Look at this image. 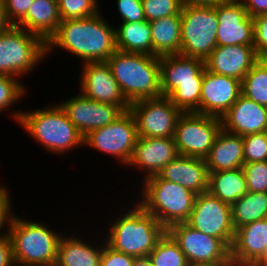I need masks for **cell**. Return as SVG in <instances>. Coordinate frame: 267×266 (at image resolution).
Here are the masks:
<instances>
[{
	"mask_svg": "<svg viewBox=\"0 0 267 266\" xmlns=\"http://www.w3.org/2000/svg\"><path fill=\"white\" fill-rule=\"evenodd\" d=\"M222 129L221 118L197 112H182L174 140L179 155L205 158Z\"/></svg>",
	"mask_w": 267,
	"mask_h": 266,
	"instance_id": "obj_10",
	"label": "cell"
},
{
	"mask_svg": "<svg viewBox=\"0 0 267 266\" xmlns=\"http://www.w3.org/2000/svg\"><path fill=\"white\" fill-rule=\"evenodd\" d=\"M11 25L5 14L4 1L0 0V33L8 29Z\"/></svg>",
	"mask_w": 267,
	"mask_h": 266,
	"instance_id": "obj_47",
	"label": "cell"
},
{
	"mask_svg": "<svg viewBox=\"0 0 267 266\" xmlns=\"http://www.w3.org/2000/svg\"><path fill=\"white\" fill-rule=\"evenodd\" d=\"M244 163L267 160V132L243 136Z\"/></svg>",
	"mask_w": 267,
	"mask_h": 266,
	"instance_id": "obj_37",
	"label": "cell"
},
{
	"mask_svg": "<svg viewBox=\"0 0 267 266\" xmlns=\"http://www.w3.org/2000/svg\"><path fill=\"white\" fill-rule=\"evenodd\" d=\"M228 0H183V4L203 7H216Z\"/></svg>",
	"mask_w": 267,
	"mask_h": 266,
	"instance_id": "obj_46",
	"label": "cell"
},
{
	"mask_svg": "<svg viewBox=\"0 0 267 266\" xmlns=\"http://www.w3.org/2000/svg\"><path fill=\"white\" fill-rule=\"evenodd\" d=\"M151 27L147 20L115 26L116 48L122 52L152 55Z\"/></svg>",
	"mask_w": 267,
	"mask_h": 266,
	"instance_id": "obj_29",
	"label": "cell"
},
{
	"mask_svg": "<svg viewBox=\"0 0 267 266\" xmlns=\"http://www.w3.org/2000/svg\"><path fill=\"white\" fill-rule=\"evenodd\" d=\"M149 23L152 31V56L180 54L181 15L166 16Z\"/></svg>",
	"mask_w": 267,
	"mask_h": 266,
	"instance_id": "obj_27",
	"label": "cell"
},
{
	"mask_svg": "<svg viewBox=\"0 0 267 266\" xmlns=\"http://www.w3.org/2000/svg\"><path fill=\"white\" fill-rule=\"evenodd\" d=\"M107 63L129 104L162 96L160 57L116 50Z\"/></svg>",
	"mask_w": 267,
	"mask_h": 266,
	"instance_id": "obj_4",
	"label": "cell"
},
{
	"mask_svg": "<svg viewBox=\"0 0 267 266\" xmlns=\"http://www.w3.org/2000/svg\"><path fill=\"white\" fill-rule=\"evenodd\" d=\"M189 266H235L234 263H204V264H190Z\"/></svg>",
	"mask_w": 267,
	"mask_h": 266,
	"instance_id": "obj_51",
	"label": "cell"
},
{
	"mask_svg": "<svg viewBox=\"0 0 267 266\" xmlns=\"http://www.w3.org/2000/svg\"><path fill=\"white\" fill-rule=\"evenodd\" d=\"M133 203L109 222L104 239L112 249L138 258L148 256L167 230L136 201Z\"/></svg>",
	"mask_w": 267,
	"mask_h": 266,
	"instance_id": "obj_3",
	"label": "cell"
},
{
	"mask_svg": "<svg viewBox=\"0 0 267 266\" xmlns=\"http://www.w3.org/2000/svg\"><path fill=\"white\" fill-rule=\"evenodd\" d=\"M0 266H16L13 259L12 242L8 234L0 237Z\"/></svg>",
	"mask_w": 267,
	"mask_h": 266,
	"instance_id": "obj_44",
	"label": "cell"
},
{
	"mask_svg": "<svg viewBox=\"0 0 267 266\" xmlns=\"http://www.w3.org/2000/svg\"><path fill=\"white\" fill-rule=\"evenodd\" d=\"M142 183L136 202L152 214L167 230L171 225L186 222L193 210L196 195L180 184L164 180L158 175Z\"/></svg>",
	"mask_w": 267,
	"mask_h": 266,
	"instance_id": "obj_6",
	"label": "cell"
},
{
	"mask_svg": "<svg viewBox=\"0 0 267 266\" xmlns=\"http://www.w3.org/2000/svg\"><path fill=\"white\" fill-rule=\"evenodd\" d=\"M61 20L83 19L101 12L99 0H57ZM99 3V4H98Z\"/></svg>",
	"mask_w": 267,
	"mask_h": 266,
	"instance_id": "obj_35",
	"label": "cell"
},
{
	"mask_svg": "<svg viewBox=\"0 0 267 266\" xmlns=\"http://www.w3.org/2000/svg\"><path fill=\"white\" fill-rule=\"evenodd\" d=\"M42 107L27 111L12 109L11 119L15 120L35 143L51 154L66 156L69 151L84 147V136L58 103Z\"/></svg>",
	"mask_w": 267,
	"mask_h": 266,
	"instance_id": "obj_2",
	"label": "cell"
},
{
	"mask_svg": "<svg viewBox=\"0 0 267 266\" xmlns=\"http://www.w3.org/2000/svg\"><path fill=\"white\" fill-rule=\"evenodd\" d=\"M174 137H139L136 140L132 158L127 167L144 173L141 181L158 173L178 156Z\"/></svg>",
	"mask_w": 267,
	"mask_h": 266,
	"instance_id": "obj_18",
	"label": "cell"
},
{
	"mask_svg": "<svg viewBox=\"0 0 267 266\" xmlns=\"http://www.w3.org/2000/svg\"><path fill=\"white\" fill-rule=\"evenodd\" d=\"M257 62L267 70V52H262L257 55Z\"/></svg>",
	"mask_w": 267,
	"mask_h": 266,
	"instance_id": "obj_50",
	"label": "cell"
},
{
	"mask_svg": "<svg viewBox=\"0 0 267 266\" xmlns=\"http://www.w3.org/2000/svg\"><path fill=\"white\" fill-rule=\"evenodd\" d=\"M46 57V43L24 28L11 25L0 33V74L29 76Z\"/></svg>",
	"mask_w": 267,
	"mask_h": 266,
	"instance_id": "obj_7",
	"label": "cell"
},
{
	"mask_svg": "<svg viewBox=\"0 0 267 266\" xmlns=\"http://www.w3.org/2000/svg\"><path fill=\"white\" fill-rule=\"evenodd\" d=\"M167 232L178 243L189 265L233 263L230 249L219 238L200 232L186 222L171 225Z\"/></svg>",
	"mask_w": 267,
	"mask_h": 266,
	"instance_id": "obj_13",
	"label": "cell"
},
{
	"mask_svg": "<svg viewBox=\"0 0 267 266\" xmlns=\"http://www.w3.org/2000/svg\"><path fill=\"white\" fill-rule=\"evenodd\" d=\"M7 187L5 184H0V237L8 234L9 224L14 215L11 207L12 199L10 198L12 196Z\"/></svg>",
	"mask_w": 267,
	"mask_h": 266,
	"instance_id": "obj_40",
	"label": "cell"
},
{
	"mask_svg": "<svg viewBox=\"0 0 267 266\" xmlns=\"http://www.w3.org/2000/svg\"><path fill=\"white\" fill-rule=\"evenodd\" d=\"M48 266H58L56 263L55 264H52V265H48Z\"/></svg>",
	"mask_w": 267,
	"mask_h": 266,
	"instance_id": "obj_52",
	"label": "cell"
},
{
	"mask_svg": "<svg viewBox=\"0 0 267 266\" xmlns=\"http://www.w3.org/2000/svg\"><path fill=\"white\" fill-rule=\"evenodd\" d=\"M79 92L88 99L112 105H130L107 61L80 64Z\"/></svg>",
	"mask_w": 267,
	"mask_h": 266,
	"instance_id": "obj_16",
	"label": "cell"
},
{
	"mask_svg": "<svg viewBox=\"0 0 267 266\" xmlns=\"http://www.w3.org/2000/svg\"><path fill=\"white\" fill-rule=\"evenodd\" d=\"M222 128L233 134L246 136L267 131V107L240 95L221 117Z\"/></svg>",
	"mask_w": 267,
	"mask_h": 266,
	"instance_id": "obj_19",
	"label": "cell"
},
{
	"mask_svg": "<svg viewBox=\"0 0 267 266\" xmlns=\"http://www.w3.org/2000/svg\"><path fill=\"white\" fill-rule=\"evenodd\" d=\"M138 138L137 124L130 110L124 111L109 125L84 136V146L114 157L125 168L129 164Z\"/></svg>",
	"mask_w": 267,
	"mask_h": 266,
	"instance_id": "obj_9",
	"label": "cell"
},
{
	"mask_svg": "<svg viewBox=\"0 0 267 266\" xmlns=\"http://www.w3.org/2000/svg\"><path fill=\"white\" fill-rule=\"evenodd\" d=\"M117 11L121 22H141L146 20L142 0H117Z\"/></svg>",
	"mask_w": 267,
	"mask_h": 266,
	"instance_id": "obj_39",
	"label": "cell"
},
{
	"mask_svg": "<svg viewBox=\"0 0 267 266\" xmlns=\"http://www.w3.org/2000/svg\"><path fill=\"white\" fill-rule=\"evenodd\" d=\"M242 95L267 107V70L256 62L241 81Z\"/></svg>",
	"mask_w": 267,
	"mask_h": 266,
	"instance_id": "obj_32",
	"label": "cell"
},
{
	"mask_svg": "<svg viewBox=\"0 0 267 266\" xmlns=\"http://www.w3.org/2000/svg\"><path fill=\"white\" fill-rule=\"evenodd\" d=\"M61 21L57 0H34L27 14L16 25L47 43Z\"/></svg>",
	"mask_w": 267,
	"mask_h": 266,
	"instance_id": "obj_26",
	"label": "cell"
},
{
	"mask_svg": "<svg viewBox=\"0 0 267 266\" xmlns=\"http://www.w3.org/2000/svg\"><path fill=\"white\" fill-rule=\"evenodd\" d=\"M41 221L12 216L8 235L16 266H48L56 263L58 245L64 233Z\"/></svg>",
	"mask_w": 267,
	"mask_h": 266,
	"instance_id": "obj_5",
	"label": "cell"
},
{
	"mask_svg": "<svg viewBox=\"0 0 267 266\" xmlns=\"http://www.w3.org/2000/svg\"><path fill=\"white\" fill-rule=\"evenodd\" d=\"M242 94L241 81L205 69L200 113L221 118Z\"/></svg>",
	"mask_w": 267,
	"mask_h": 266,
	"instance_id": "obj_17",
	"label": "cell"
},
{
	"mask_svg": "<svg viewBox=\"0 0 267 266\" xmlns=\"http://www.w3.org/2000/svg\"><path fill=\"white\" fill-rule=\"evenodd\" d=\"M208 191L224 203H235L248 192L242 168L209 173Z\"/></svg>",
	"mask_w": 267,
	"mask_h": 266,
	"instance_id": "obj_28",
	"label": "cell"
},
{
	"mask_svg": "<svg viewBox=\"0 0 267 266\" xmlns=\"http://www.w3.org/2000/svg\"><path fill=\"white\" fill-rule=\"evenodd\" d=\"M133 266H153L149 256L138 257L134 259Z\"/></svg>",
	"mask_w": 267,
	"mask_h": 266,
	"instance_id": "obj_48",
	"label": "cell"
},
{
	"mask_svg": "<svg viewBox=\"0 0 267 266\" xmlns=\"http://www.w3.org/2000/svg\"><path fill=\"white\" fill-rule=\"evenodd\" d=\"M219 27L217 46H254V21L241 0H228L216 6Z\"/></svg>",
	"mask_w": 267,
	"mask_h": 266,
	"instance_id": "obj_15",
	"label": "cell"
},
{
	"mask_svg": "<svg viewBox=\"0 0 267 266\" xmlns=\"http://www.w3.org/2000/svg\"><path fill=\"white\" fill-rule=\"evenodd\" d=\"M254 21V49L256 55L267 52V13L253 18Z\"/></svg>",
	"mask_w": 267,
	"mask_h": 266,
	"instance_id": "obj_43",
	"label": "cell"
},
{
	"mask_svg": "<svg viewBox=\"0 0 267 266\" xmlns=\"http://www.w3.org/2000/svg\"><path fill=\"white\" fill-rule=\"evenodd\" d=\"M248 15L252 18L267 13V0H241Z\"/></svg>",
	"mask_w": 267,
	"mask_h": 266,
	"instance_id": "obj_45",
	"label": "cell"
},
{
	"mask_svg": "<svg viewBox=\"0 0 267 266\" xmlns=\"http://www.w3.org/2000/svg\"><path fill=\"white\" fill-rule=\"evenodd\" d=\"M158 176L180 184L197 195L208 191L209 173L203 158L178 155L158 173Z\"/></svg>",
	"mask_w": 267,
	"mask_h": 266,
	"instance_id": "obj_22",
	"label": "cell"
},
{
	"mask_svg": "<svg viewBox=\"0 0 267 266\" xmlns=\"http://www.w3.org/2000/svg\"><path fill=\"white\" fill-rule=\"evenodd\" d=\"M251 266H267V245L262 255Z\"/></svg>",
	"mask_w": 267,
	"mask_h": 266,
	"instance_id": "obj_49",
	"label": "cell"
},
{
	"mask_svg": "<svg viewBox=\"0 0 267 266\" xmlns=\"http://www.w3.org/2000/svg\"><path fill=\"white\" fill-rule=\"evenodd\" d=\"M58 104L83 136L109 125L124 111L130 109V105H112L88 99L80 92Z\"/></svg>",
	"mask_w": 267,
	"mask_h": 266,
	"instance_id": "obj_14",
	"label": "cell"
},
{
	"mask_svg": "<svg viewBox=\"0 0 267 266\" xmlns=\"http://www.w3.org/2000/svg\"><path fill=\"white\" fill-rule=\"evenodd\" d=\"M204 160L208 173L242 168L245 164L243 137L222 128Z\"/></svg>",
	"mask_w": 267,
	"mask_h": 266,
	"instance_id": "obj_24",
	"label": "cell"
},
{
	"mask_svg": "<svg viewBox=\"0 0 267 266\" xmlns=\"http://www.w3.org/2000/svg\"><path fill=\"white\" fill-rule=\"evenodd\" d=\"M56 48L72 53L82 64L107 61L117 50L115 26L101 12L88 18L62 20L46 43V56Z\"/></svg>",
	"mask_w": 267,
	"mask_h": 266,
	"instance_id": "obj_1",
	"label": "cell"
},
{
	"mask_svg": "<svg viewBox=\"0 0 267 266\" xmlns=\"http://www.w3.org/2000/svg\"><path fill=\"white\" fill-rule=\"evenodd\" d=\"M202 82L179 83L168 98L182 112L200 113Z\"/></svg>",
	"mask_w": 267,
	"mask_h": 266,
	"instance_id": "obj_33",
	"label": "cell"
},
{
	"mask_svg": "<svg viewBox=\"0 0 267 266\" xmlns=\"http://www.w3.org/2000/svg\"><path fill=\"white\" fill-rule=\"evenodd\" d=\"M205 60L181 54L160 57V86L162 96L168 97L179 83L203 82Z\"/></svg>",
	"mask_w": 267,
	"mask_h": 266,
	"instance_id": "obj_21",
	"label": "cell"
},
{
	"mask_svg": "<svg viewBox=\"0 0 267 266\" xmlns=\"http://www.w3.org/2000/svg\"><path fill=\"white\" fill-rule=\"evenodd\" d=\"M242 170L245 175L248 192L267 193L266 161L244 164Z\"/></svg>",
	"mask_w": 267,
	"mask_h": 266,
	"instance_id": "obj_38",
	"label": "cell"
},
{
	"mask_svg": "<svg viewBox=\"0 0 267 266\" xmlns=\"http://www.w3.org/2000/svg\"><path fill=\"white\" fill-rule=\"evenodd\" d=\"M66 233L60 239L57 252L56 264L58 266H100L101 252L105 239L95 240L90 243L89 240L81 238L78 234ZM78 235V236H77ZM87 241V242H86ZM95 243V244H94ZM99 245H98V244Z\"/></svg>",
	"mask_w": 267,
	"mask_h": 266,
	"instance_id": "obj_25",
	"label": "cell"
},
{
	"mask_svg": "<svg viewBox=\"0 0 267 266\" xmlns=\"http://www.w3.org/2000/svg\"><path fill=\"white\" fill-rule=\"evenodd\" d=\"M186 223L200 232L219 238L231 248L235 237L231 205L220 201L209 191L196 195Z\"/></svg>",
	"mask_w": 267,
	"mask_h": 266,
	"instance_id": "obj_11",
	"label": "cell"
},
{
	"mask_svg": "<svg viewBox=\"0 0 267 266\" xmlns=\"http://www.w3.org/2000/svg\"><path fill=\"white\" fill-rule=\"evenodd\" d=\"M135 257L116 251L103 244L101 252L100 266H133Z\"/></svg>",
	"mask_w": 267,
	"mask_h": 266,
	"instance_id": "obj_41",
	"label": "cell"
},
{
	"mask_svg": "<svg viewBox=\"0 0 267 266\" xmlns=\"http://www.w3.org/2000/svg\"><path fill=\"white\" fill-rule=\"evenodd\" d=\"M180 54L205 60L217 47L219 27L216 7L183 4Z\"/></svg>",
	"mask_w": 267,
	"mask_h": 266,
	"instance_id": "obj_8",
	"label": "cell"
},
{
	"mask_svg": "<svg viewBox=\"0 0 267 266\" xmlns=\"http://www.w3.org/2000/svg\"><path fill=\"white\" fill-rule=\"evenodd\" d=\"M144 14L148 22L166 16L180 15L183 0H142Z\"/></svg>",
	"mask_w": 267,
	"mask_h": 266,
	"instance_id": "obj_36",
	"label": "cell"
},
{
	"mask_svg": "<svg viewBox=\"0 0 267 266\" xmlns=\"http://www.w3.org/2000/svg\"><path fill=\"white\" fill-rule=\"evenodd\" d=\"M22 79L0 74V113H6V111H10L15 107L14 105L18 103V101L24 100L26 94L28 93L24 82ZM6 110V111H5ZM0 114V115H1Z\"/></svg>",
	"mask_w": 267,
	"mask_h": 266,
	"instance_id": "obj_34",
	"label": "cell"
},
{
	"mask_svg": "<svg viewBox=\"0 0 267 266\" xmlns=\"http://www.w3.org/2000/svg\"><path fill=\"white\" fill-rule=\"evenodd\" d=\"M148 256L153 266H189L185 254L167 231Z\"/></svg>",
	"mask_w": 267,
	"mask_h": 266,
	"instance_id": "obj_31",
	"label": "cell"
},
{
	"mask_svg": "<svg viewBox=\"0 0 267 266\" xmlns=\"http://www.w3.org/2000/svg\"><path fill=\"white\" fill-rule=\"evenodd\" d=\"M5 14L12 25H16L28 12L34 0H3Z\"/></svg>",
	"mask_w": 267,
	"mask_h": 266,
	"instance_id": "obj_42",
	"label": "cell"
},
{
	"mask_svg": "<svg viewBox=\"0 0 267 266\" xmlns=\"http://www.w3.org/2000/svg\"><path fill=\"white\" fill-rule=\"evenodd\" d=\"M234 229L267 218V193L247 192L231 205Z\"/></svg>",
	"mask_w": 267,
	"mask_h": 266,
	"instance_id": "obj_30",
	"label": "cell"
},
{
	"mask_svg": "<svg viewBox=\"0 0 267 266\" xmlns=\"http://www.w3.org/2000/svg\"><path fill=\"white\" fill-rule=\"evenodd\" d=\"M256 62L254 46H217L205 59V68L215 74L242 81Z\"/></svg>",
	"mask_w": 267,
	"mask_h": 266,
	"instance_id": "obj_20",
	"label": "cell"
},
{
	"mask_svg": "<svg viewBox=\"0 0 267 266\" xmlns=\"http://www.w3.org/2000/svg\"><path fill=\"white\" fill-rule=\"evenodd\" d=\"M267 245V218L235 230L230 259L235 266H251Z\"/></svg>",
	"mask_w": 267,
	"mask_h": 266,
	"instance_id": "obj_23",
	"label": "cell"
},
{
	"mask_svg": "<svg viewBox=\"0 0 267 266\" xmlns=\"http://www.w3.org/2000/svg\"><path fill=\"white\" fill-rule=\"evenodd\" d=\"M136 120L139 137H174L175 128L182 111L166 96L133 102L129 109Z\"/></svg>",
	"mask_w": 267,
	"mask_h": 266,
	"instance_id": "obj_12",
	"label": "cell"
}]
</instances>
